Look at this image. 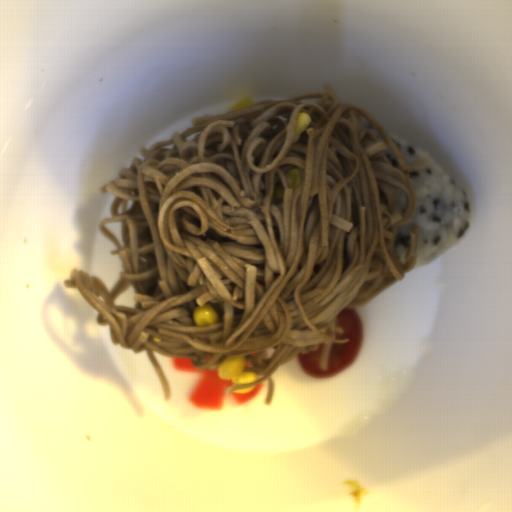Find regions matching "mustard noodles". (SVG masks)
<instances>
[{"label":"mustard noodles","mask_w":512,"mask_h":512,"mask_svg":"<svg viewBox=\"0 0 512 512\" xmlns=\"http://www.w3.org/2000/svg\"><path fill=\"white\" fill-rule=\"evenodd\" d=\"M323 89L193 118L100 187L115 196L98 226L122 271L110 292L76 269L64 287L94 308L113 344L146 351L165 400L155 352L210 371L243 356L256 381L225 393L266 380L270 407L280 366L321 346L326 370L332 345L349 339L336 338L341 310L374 301L417 265L419 226L404 262L395 241L415 219L411 174L426 163H406L376 117ZM302 111L312 122L294 143ZM295 168L294 190L284 175ZM114 222L123 247L103 226ZM131 285L135 308L114 305ZM205 304L219 321L196 327Z\"/></svg>","instance_id":"1"}]
</instances>
